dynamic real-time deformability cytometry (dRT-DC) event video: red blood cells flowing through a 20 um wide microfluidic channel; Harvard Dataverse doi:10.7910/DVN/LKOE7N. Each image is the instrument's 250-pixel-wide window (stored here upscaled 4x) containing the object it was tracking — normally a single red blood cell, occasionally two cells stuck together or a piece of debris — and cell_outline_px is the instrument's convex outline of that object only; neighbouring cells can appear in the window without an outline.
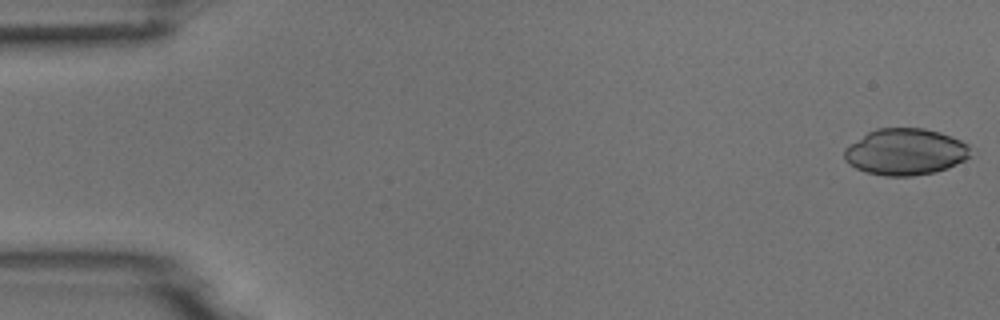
{"species": "common noctule bat (a hibernating species)", "species_latin": "Nyctalus noctula", "temperature_condition": "room temperature", "stored_images_in_passage": 13, "camera_frame_rate_fps": 3000, "um_per_image_px": 0.085, "animal": {"sex": "male", "body_mass_g": 18.8}, "frame": {"image": 1, "passage_image": 1, "time_ms": 0.0, "image_size_px": [1000, 320], "cell_outline_px": [[968, 156], [964, 160], [948, 168], [936, 172], [912, 176], [884, 176], [864, 172], [848, 164], [844, 160], [844, 148], [868, 132], [876, 128], [924, 128], [940, 132], [960, 140], [968, 144]], "centroid_in_image_um": [76.91, 12.91], "position_along_channel_um": 8.1, "area_um2": 34.22}}